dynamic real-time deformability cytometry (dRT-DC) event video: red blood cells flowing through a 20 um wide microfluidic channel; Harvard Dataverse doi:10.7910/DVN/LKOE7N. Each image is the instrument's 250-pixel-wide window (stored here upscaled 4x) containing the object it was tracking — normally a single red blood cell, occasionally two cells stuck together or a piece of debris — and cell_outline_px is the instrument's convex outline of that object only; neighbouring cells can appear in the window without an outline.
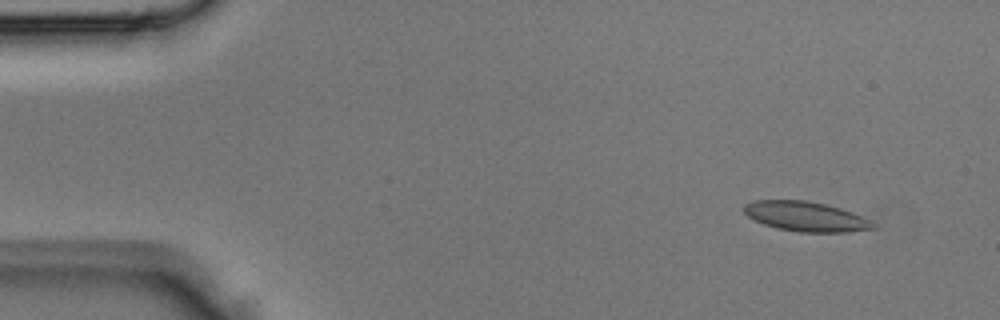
{"species": "Egyptian fruit bat (a non-hibernating species)", "species_latin": "Rousettus aegyptiacus", "temperature_condition": "room temperature", "stored_images_in_passage": 4, "camera_frame_rate_fps": 3000, "um_per_image_px": 0.085, "animal": {"sex": "male"}, "frame": {"image": 1, "passage_image": 1, "time_ms": 0.0, "image_size_px": [1000, 320], "cell_outline_px": [[876, 228], [848, 232], [800, 232], [776, 228], [752, 220], [744, 212], [744, 204], [752, 200], [804, 200], [824, 204], [840, 208], [852, 212], [876, 224]], "centroid_in_image_um": [68.45, 18.4], "position_along_channel_um": 16.5, "area_um2": 22.37}}
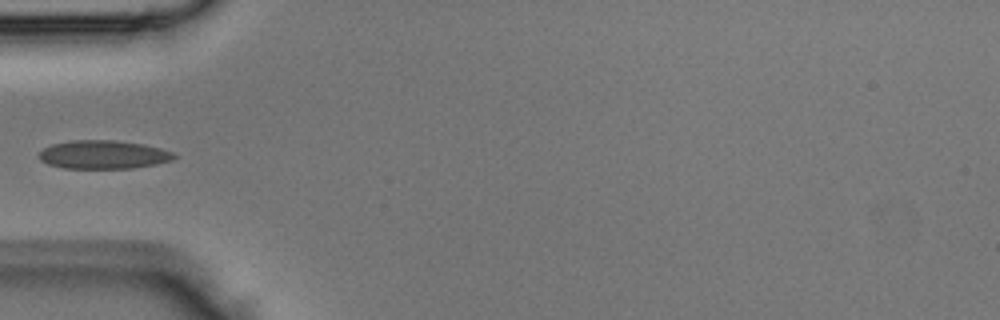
{"frame": {"image": 2, "passage_image": 4, "time_ms": 1.0, "image_size_px": [1000, 320], "cell_outline_px": [[176, 156], [172, 160], [156, 164], [132, 168], [64, 168], [48, 164], [40, 160], [36, 156], [44, 148], [52, 144], [72, 140], [116, 140], [144, 144], [160, 148], [172, 152]], "centroid_in_image_um": [8.76, 13.14], "position_along_channel_um": 76.2, "area_um2": 22.43}}